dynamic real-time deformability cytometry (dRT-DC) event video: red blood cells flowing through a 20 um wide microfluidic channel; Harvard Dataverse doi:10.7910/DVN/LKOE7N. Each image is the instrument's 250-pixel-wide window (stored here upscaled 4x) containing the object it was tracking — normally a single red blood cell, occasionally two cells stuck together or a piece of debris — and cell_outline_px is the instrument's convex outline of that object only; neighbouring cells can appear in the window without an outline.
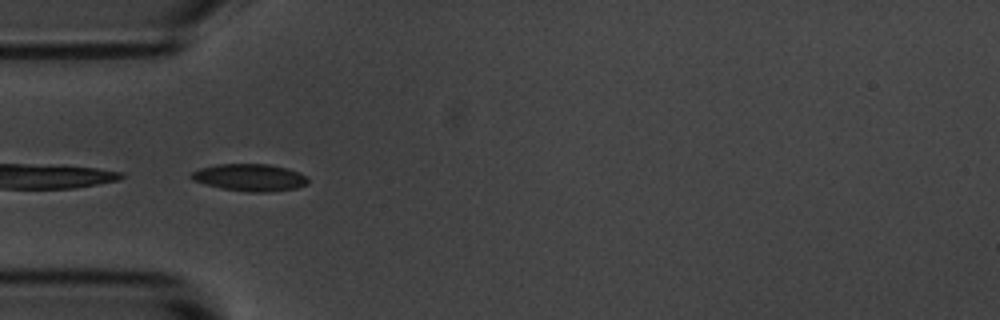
{"species": "common noctule bat (a hibernating species)", "species_latin": "Nyctalus noctula", "temperature_condition": "room temperature", "stored_images_in_passage": 16, "camera_frame_rate_fps": 3000, "um_per_image_px": 0.085, "animal": {"sex": "male", "body_mass_g": 20.1, "forearm_length_mm": 53.5}, "frame": {"image": 1, "passage_image": 1, "time_ms": 0.0, "image_size_px": [1000, 320], "cell_outline_px": [[308, 184], [296, 188], [268, 192], [248, 192], [220, 188], [192, 180], [188, 176], [192, 172], [200, 168], [216, 164], [268, 164], [288, 168], [308, 176]], "centroid_in_image_um": [21.24, 15.08], "position_along_channel_um": 63.8, "area_um2": 18.61}}